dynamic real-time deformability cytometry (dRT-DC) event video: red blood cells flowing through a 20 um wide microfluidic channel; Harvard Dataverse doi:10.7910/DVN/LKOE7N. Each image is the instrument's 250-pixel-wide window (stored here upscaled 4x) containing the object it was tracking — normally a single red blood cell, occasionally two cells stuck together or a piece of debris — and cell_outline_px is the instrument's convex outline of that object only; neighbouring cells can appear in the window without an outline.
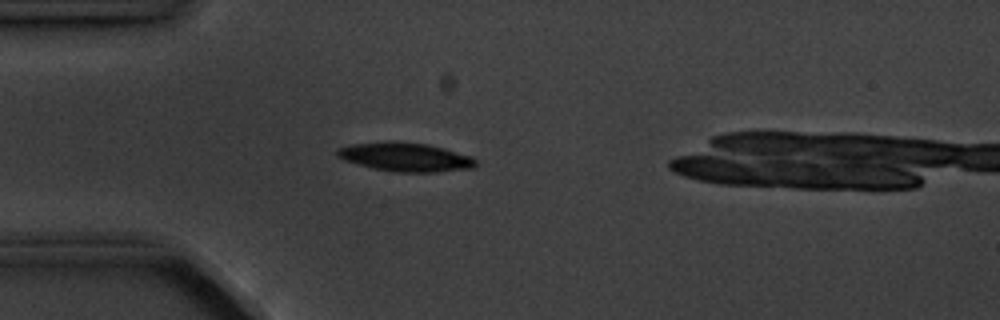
{"species": "common noctule bat (a hibernating species)", "species_latin": "Nyctalus noctula", "temperature_condition": "cold", "stored_images_in_passage": 5, "camera_frame_rate_fps": 3000, "um_per_image_px": 0.085, "animal": {"sex": "male", "body_mass_g": 20.1, "forearm_length_mm": 53.5}, "frame": {"image": 1, "passage_image": 4, "time_ms": 3.667, "image_size_px": [1000, 320], "cell_outline_px": [[476, 168], [436, 172], [396, 172], [372, 168], [344, 160], [336, 156], [336, 148], [348, 144], [388, 140], [392, 140], [428, 144], [444, 148], [472, 156], [476, 160]], "centroid_in_image_um": [34.43, 13.33], "position_along_channel_um": 50.6, "area_um2": 23.76}}